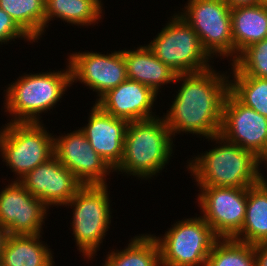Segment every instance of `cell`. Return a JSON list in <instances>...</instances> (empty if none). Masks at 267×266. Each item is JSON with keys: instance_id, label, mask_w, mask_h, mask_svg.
Returning a JSON list of instances; mask_svg holds the SVG:
<instances>
[{"instance_id": "cell-25", "label": "cell", "mask_w": 267, "mask_h": 266, "mask_svg": "<svg viewBox=\"0 0 267 266\" xmlns=\"http://www.w3.org/2000/svg\"><path fill=\"white\" fill-rule=\"evenodd\" d=\"M229 92L245 106L267 117V79L229 74Z\"/></svg>"}, {"instance_id": "cell-3", "label": "cell", "mask_w": 267, "mask_h": 266, "mask_svg": "<svg viewBox=\"0 0 267 266\" xmlns=\"http://www.w3.org/2000/svg\"><path fill=\"white\" fill-rule=\"evenodd\" d=\"M215 147L198 152L185 163L197 187L248 188L257 182V156L222 135L208 138ZM218 144V145H217Z\"/></svg>"}, {"instance_id": "cell-15", "label": "cell", "mask_w": 267, "mask_h": 266, "mask_svg": "<svg viewBox=\"0 0 267 266\" xmlns=\"http://www.w3.org/2000/svg\"><path fill=\"white\" fill-rule=\"evenodd\" d=\"M220 135L257 156L267 149V117L245 106L229 92L223 106Z\"/></svg>"}, {"instance_id": "cell-12", "label": "cell", "mask_w": 267, "mask_h": 266, "mask_svg": "<svg viewBox=\"0 0 267 266\" xmlns=\"http://www.w3.org/2000/svg\"><path fill=\"white\" fill-rule=\"evenodd\" d=\"M54 156L68 168L83 185H108L107 178L114 170L92 148L79 129L54 134Z\"/></svg>"}, {"instance_id": "cell-24", "label": "cell", "mask_w": 267, "mask_h": 266, "mask_svg": "<svg viewBox=\"0 0 267 266\" xmlns=\"http://www.w3.org/2000/svg\"><path fill=\"white\" fill-rule=\"evenodd\" d=\"M0 8L7 12L35 43L43 39L45 0H0Z\"/></svg>"}, {"instance_id": "cell-2", "label": "cell", "mask_w": 267, "mask_h": 266, "mask_svg": "<svg viewBox=\"0 0 267 266\" xmlns=\"http://www.w3.org/2000/svg\"><path fill=\"white\" fill-rule=\"evenodd\" d=\"M174 139L162 115L129 122L123 157L114 173L144 181L154 179L173 157Z\"/></svg>"}, {"instance_id": "cell-20", "label": "cell", "mask_w": 267, "mask_h": 266, "mask_svg": "<svg viewBox=\"0 0 267 266\" xmlns=\"http://www.w3.org/2000/svg\"><path fill=\"white\" fill-rule=\"evenodd\" d=\"M234 60L248 46L267 38V4L231 8Z\"/></svg>"}, {"instance_id": "cell-14", "label": "cell", "mask_w": 267, "mask_h": 266, "mask_svg": "<svg viewBox=\"0 0 267 266\" xmlns=\"http://www.w3.org/2000/svg\"><path fill=\"white\" fill-rule=\"evenodd\" d=\"M19 182L48 208L65 207L83 186L55 156L36 166Z\"/></svg>"}, {"instance_id": "cell-29", "label": "cell", "mask_w": 267, "mask_h": 266, "mask_svg": "<svg viewBox=\"0 0 267 266\" xmlns=\"http://www.w3.org/2000/svg\"><path fill=\"white\" fill-rule=\"evenodd\" d=\"M257 182L256 184L267 190V175L264 176L265 173L262 169H267V149L257 155ZM264 165V168H262ZM261 167V168H260ZM262 172V173H261ZM267 172V170H266Z\"/></svg>"}, {"instance_id": "cell-31", "label": "cell", "mask_w": 267, "mask_h": 266, "mask_svg": "<svg viewBox=\"0 0 267 266\" xmlns=\"http://www.w3.org/2000/svg\"><path fill=\"white\" fill-rule=\"evenodd\" d=\"M229 8H240L247 6H254L257 4L264 3V0H224Z\"/></svg>"}, {"instance_id": "cell-30", "label": "cell", "mask_w": 267, "mask_h": 266, "mask_svg": "<svg viewBox=\"0 0 267 266\" xmlns=\"http://www.w3.org/2000/svg\"><path fill=\"white\" fill-rule=\"evenodd\" d=\"M256 266H267V242L254 245Z\"/></svg>"}, {"instance_id": "cell-28", "label": "cell", "mask_w": 267, "mask_h": 266, "mask_svg": "<svg viewBox=\"0 0 267 266\" xmlns=\"http://www.w3.org/2000/svg\"><path fill=\"white\" fill-rule=\"evenodd\" d=\"M24 40L33 45L35 43L11 18V16L0 8V47L7 45L12 40Z\"/></svg>"}, {"instance_id": "cell-21", "label": "cell", "mask_w": 267, "mask_h": 266, "mask_svg": "<svg viewBox=\"0 0 267 266\" xmlns=\"http://www.w3.org/2000/svg\"><path fill=\"white\" fill-rule=\"evenodd\" d=\"M103 6L102 0H45V33L50 21L57 19L78 27L98 25L104 16Z\"/></svg>"}, {"instance_id": "cell-9", "label": "cell", "mask_w": 267, "mask_h": 266, "mask_svg": "<svg viewBox=\"0 0 267 266\" xmlns=\"http://www.w3.org/2000/svg\"><path fill=\"white\" fill-rule=\"evenodd\" d=\"M177 12L198 34L212 59L226 58L229 64L234 61L231 9L224 0H188Z\"/></svg>"}, {"instance_id": "cell-11", "label": "cell", "mask_w": 267, "mask_h": 266, "mask_svg": "<svg viewBox=\"0 0 267 266\" xmlns=\"http://www.w3.org/2000/svg\"><path fill=\"white\" fill-rule=\"evenodd\" d=\"M199 213L220 238L232 239L242 228L247 188L198 187Z\"/></svg>"}, {"instance_id": "cell-8", "label": "cell", "mask_w": 267, "mask_h": 266, "mask_svg": "<svg viewBox=\"0 0 267 266\" xmlns=\"http://www.w3.org/2000/svg\"><path fill=\"white\" fill-rule=\"evenodd\" d=\"M195 215L177 220L162 236L152 234L161 266H206L210 251L221 238L200 214Z\"/></svg>"}, {"instance_id": "cell-19", "label": "cell", "mask_w": 267, "mask_h": 266, "mask_svg": "<svg viewBox=\"0 0 267 266\" xmlns=\"http://www.w3.org/2000/svg\"><path fill=\"white\" fill-rule=\"evenodd\" d=\"M49 247L41 234L8 235L0 262L4 266H55Z\"/></svg>"}, {"instance_id": "cell-13", "label": "cell", "mask_w": 267, "mask_h": 266, "mask_svg": "<svg viewBox=\"0 0 267 266\" xmlns=\"http://www.w3.org/2000/svg\"><path fill=\"white\" fill-rule=\"evenodd\" d=\"M9 181L0 190V225L8 235L44 234L50 208L33 197L19 181Z\"/></svg>"}, {"instance_id": "cell-7", "label": "cell", "mask_w": 267, "mask_h": 266, "mask_svg": "<svg viewBox=\"0 0 267 266\" xmlns=\"http://www.w3.org/2000/svg\"><path fill=\"white\" fill-rule=\"evenodd\" d=\"M173 13L147 46L177 74L201 72L211 68L214 60L203 49L198 34L181 14L176 11Z\"/></svg>"}, {"instance_id": "cell-26", "label": "cell", "mask_w": 267, "mask_h": 266, "mask_svg": "<svg viewBox=\"0 0 267 266\" xmlns=\"http://www.w3.org/2000/svg\"><path fill=\"white\" fill-rule=\"evenodd\" d=\"M206 266H256L254 245L221 238L210 251Z\"/></svg>"}, {"instance_id": "cell-17", "label": "cell", "mask_w": 267, "mask_h": 266, "mask_svg": "<svg viewBox=\"0 0 267 266\" xmlns=\"http://www.w3.org/2000/svg\"><path fill=\"white\" fill-rule=\"evenodd\" d=\"M87 123L80 130L92 148L115 170L121 163L129 122L104 112L93 104Z\"/></svg>"}, {"instance_id": "cell-6", "label": "cell", "mask_w": 267, "mask_h": 266, "mask_svg": "<svg viewBox=\"0 0 267 266\" xmlns=\"http://www.w3.org/2000/svg\"><path fill=\"white\" fill-rule=\"evenodd\" d=\"M2 126L0 157L15 174L11 181L21 180L54 156V135L43 122H5Z\"/></svg>"}, {"instance_id": "cell-10", "label": "cell", "mask_w": 267, "mask_h": 266, "mask_svg": "<svg viewBox=\"0 0 267 266\" xmlns=\"http://www.w3.org/2000/svg\"><path fill=\"white\" fill-rule=\"evenodd\" d=\"M71 69V85L77 82L95 92V103L109 90L127 80L122 49L105 55L101 52L78 51L67 54ZM74 83V84H73Z\"/></svg>"}, {"instance_id": "cell-32", "label": "cell", "mask_w": 267, "mask_h": 266, "mask_svg": "<svg viewBox=\"0 0 267 266\" xmlns=\"http://www.w3.org/2000/svg\"><path fill=\"white\" fill-rule=\"evenodd\" d=\"M7 237H8L7 230L0 225V260Z\"/></svg>"}, {"instance_id": "cell-22", "label": "cell", "mask_w": 267, "mask_h": 266, "mask_svg": "<svg viewBox=\"0 0 267 266\" xmlns=\"http://www.w3.org/2000/svg\"><path fill=\"white\" fill-rule=\"evenodd\" d=\"M107 253L102 266H161L159 246L151 233L137 234L125 248Z\"/></svg>"}, {"instance_id": "cell-27", "label": "cell", "mask_w": 267, "mask_h": 266, "mask_svg": "<svg viewBox=\"0 0 267 266\" xmlns=\"http://www.w3.org/2000/svg\"><path fill=\"white\" fill-rule=\"evenodd\" d=\"M228 66L229 74L267 79V38L248 46Z\"/></svg>"}, {"instance_id": "cell-23", "label": "cell", "mask_w": 267, "mask_h": 266, "mask_svg": "<svg viewBox=\"0 0 267 266\" xmlns=\"http://www.w3.org/2000/svg\"><path fill=\"white\" fill-rule=\"evenodd\" d=\"M251 245L267 242V190L247 188L246 215L241 230L232 238Z\"/></svg>"}, {"instance_id": "cell-18", "label": "cell", "mask_w": 267, "mask_h": 266, "mask_svg": "<svg viewBox=\"0 0 267 266\" xmlns=\"http://www.w3.org/2000/svg\"><path fill=\"white\" fill-rule=\"evenodd\" d=\"M122 51L129 80L144 84L158 95L163 85L175 82L177 73L161 62L146 44Z\"/></svg>"}, {"instance_id": "cell-4", "label": "cell", "mask_w": 267, "mask_h": 266, "mask_svg": "<svg viewBox=\"0 0 267 266\" xmlns=\"http://www.w3.org/2000/svg\"><path fill=\"white\" fill-rule=\"evenodd\" d=\"M66 62L64 70L24 73L5 86L2 108L9 116L8 122H43L41 114L54 110L72 86L71 69Z\"/></svg>"}, {"instance_id": "cell-5", "label": "cell", "mask_w": 267, "mask_h": 266, "mask_svg": "<svg viewBox=\"0 0 267 266\" xmlns=\"http://www.w3.org/2000/svg\"><path fill=\"white\" fill-rule=\"evenodd\" d=\"M109 185L82 186L65 205L72 209L70 223L77 251L84 261L93 260L112 223V204ZM91 258V259H90ZM86 259V260H85Z\"/></svg>"}, {"instance_id": "cell-1", "label": "cell", "mask_w": 267, "mask_h": 266, "mask_svg": "<svg viewBox=\"0 0 267 266\" xmlns=\"http://www.w3.org/2000/svg\"><path fill=\"white\" fill-rule=\"evenodd\" d=\"M214 67L177 74L174 83L180 86L166 114L163 113L173 138L184 133L205 139L220 134L223 106L229 93V73Z\"/></svg>"}, {"instance_id": "cell-16", "label": "cell", "mask_w": 267, "mask_h": 266, "mask_svg": "<svg viewBox=\"0 0 267 266\" xmlns=\"http://www.w3.org/2000/svg\"><path fill=\"white\" fill-rule=\"evenodd\" d=\"M157 97L158 94L151 88L127 79L109 90L95 104L107 114L134 122L159 116L154 112Z\"/></svg>"}]
</instances>
